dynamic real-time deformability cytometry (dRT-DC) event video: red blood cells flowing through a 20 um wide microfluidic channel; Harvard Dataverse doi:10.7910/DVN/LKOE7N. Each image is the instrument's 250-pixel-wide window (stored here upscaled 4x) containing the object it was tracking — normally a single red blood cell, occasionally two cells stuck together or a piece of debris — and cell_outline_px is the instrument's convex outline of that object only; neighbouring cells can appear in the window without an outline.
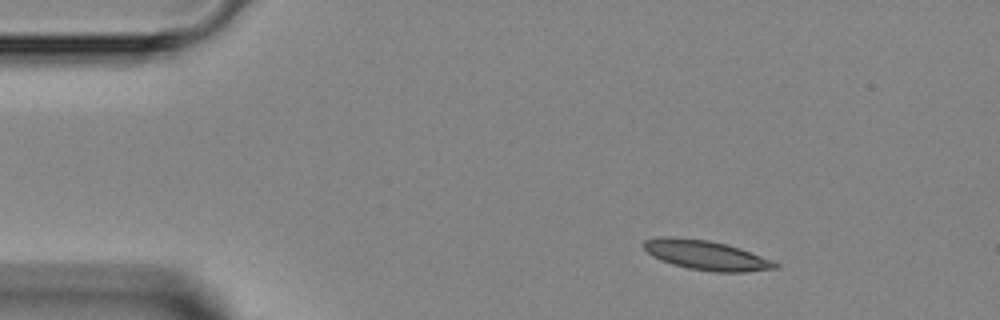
{"species": "Egyptian fruit bat (a non-hibernating species)", "species_latin": "Rousettus aegyptiacus", "temperature_condition": "room temperature", "stored_images_in_passage": 7, "camera_frame_rate_fps": 3000, "um_per_image_px": 0.085, "animal": {"sex": "female"}, "frame": {"image": 1, "passage_image": 1, "time_ms": 0.0, "image_size_px": [1000, 320], "cell_outline_px": [[780, 268], [744, 272], [716, 272], [688, 268], [672, 264], [660, 260], [652, 256], [644, 248], [644, 240], [660, 236], [668, 236], [708, 240], [740, 248], [772, 260], [780, 264]], "centroid_in_image_um": [60.03, 21.69], "position_along_channel_um": 25.0, "area_um2": 22.6}}
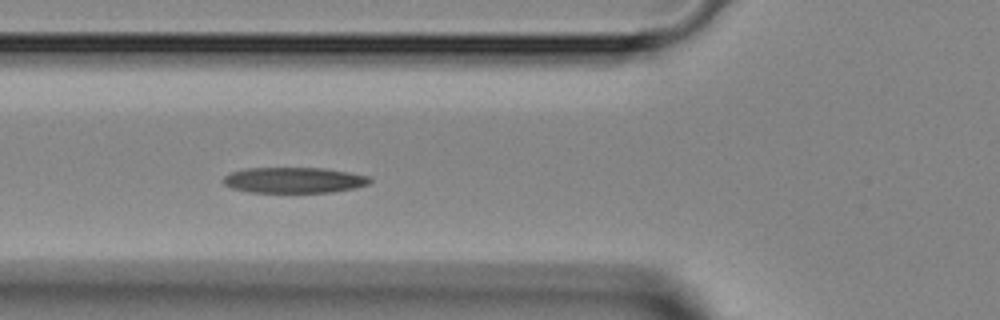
{"frame": {"image": 2, "passage_image": 4, "time_ms": 3.333, "image_size_px": [1000, 320], "cell_outline_px": [[372, 180], [368, 184], [356, 188], [332, 192], [248, 192], [232, 188], [224, 184], [224, 176], [232, 172], [244, 168], [324, 168], [372, 176]], "centroid_in_image_um": [25.03, 15.31], "position_along_channel_um": 100.8, "area_um2": 22.02}}
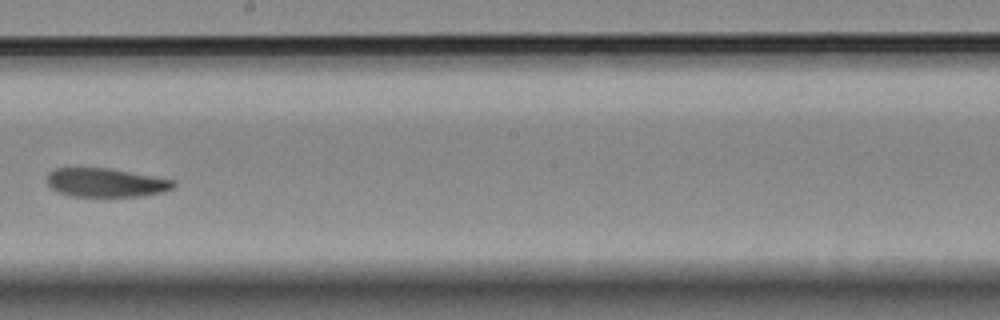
{"frame": {"image": 3, "passage_image": 7, "time_ms": 6.667, "image_size_px": [1000, 320], "cell_outline_px": [[176, 184], [172, 188], [160, 192], [140, 196], [68, 196], [56, 192], [48, 184], [48, 176], [56, 168], [108, 168], [152, 176], [172, 180]], "centroid_in_image_um": [8.96, 15.53], "position_along_channel_um": 239.2, "area_um2": 20.81}}